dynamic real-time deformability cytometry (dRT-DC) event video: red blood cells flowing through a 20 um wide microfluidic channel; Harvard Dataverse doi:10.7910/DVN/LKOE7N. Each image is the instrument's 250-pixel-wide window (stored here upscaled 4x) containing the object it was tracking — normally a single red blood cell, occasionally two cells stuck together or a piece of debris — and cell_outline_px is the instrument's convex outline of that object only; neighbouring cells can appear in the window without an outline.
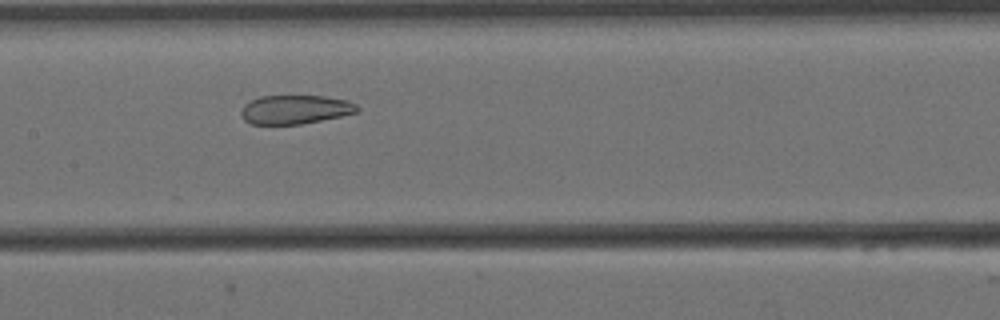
{"species": "Egyptian fruit bat (a non-hibernating species)", "species_latin": "Rousettus aegyptiacus", "temperature_condition": "cold", "stored_images_in_passage": 6, "camera_frame_rate_fps": 3000, "um_per_image_px": 0.085, "animal": {"sex": "female"}, "frame": {"image": 1, "passage_image": 6, "time_ms": 1.667, "image_size_px": [1000, 320], "cell_outline_px": [[360, 112], [300, 124], [252, 124], [244, 120], [240, 112], [244, 104], [260, 96], [324, 96], [348, 100], [356, 104], [360, 108]], "centroid_in_image_um": [25.11, 9.3], "position_along_channel_um": 182.3, "area_um2": 19.54}}